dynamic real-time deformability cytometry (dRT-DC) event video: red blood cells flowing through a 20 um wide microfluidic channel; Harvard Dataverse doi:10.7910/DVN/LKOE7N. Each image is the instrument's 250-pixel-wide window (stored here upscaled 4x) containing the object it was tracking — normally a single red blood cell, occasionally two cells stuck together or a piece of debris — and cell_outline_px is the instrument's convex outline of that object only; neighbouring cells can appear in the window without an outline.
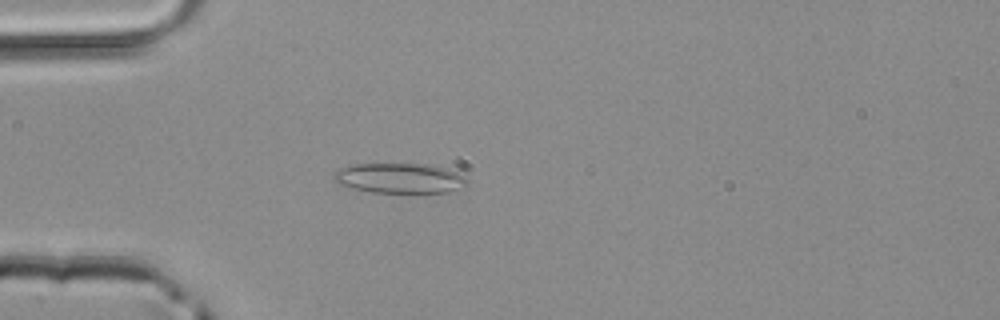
{"species": "common noctule bat (a hibernating species)", "species_latin": "Nyctalus noctula", "temperature_condition": "room temperature", "stored_images_in_passage": 38, "camera_frame_rate_fps": 3000, "um_per_image_px": 0.085, "animal": {"sex": "male", "body_mass_g": 20.4}, "frame": {"image": 1, "passage_image": 4, "time_ms": 1.0, "image_size_px": [1000, 320], "cell_outline_px": [[468, 188], [448, 192], [372, 192], [352, 188], [340, 184], [332, 180], [332, 176], [340, 168], [352, 164], [432, 164], [456, 172], [464, 176], [468, 180]], "centroid_in_image_um": [34.02, 15.15], "position_along_channel_um": 51.0, "area_um2": 23.52}}
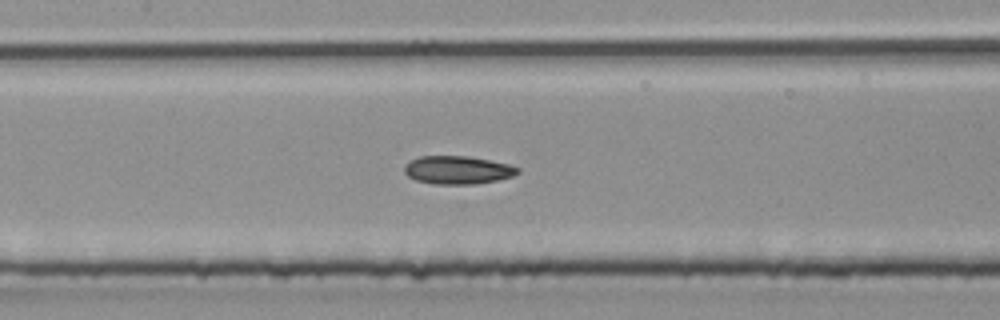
{"frame": {"image": 2, "passage_image": 13, "time_ms": 4.0, "image_size_px": [1000, 320], "cell_outline_px": [[520, 172], [512, 176], [496, 180], [472, 184], [432, 184], [416, 180], [408, 176], [404, 172], [404, 164], [420, 156], [468, 156], [508, 164], [520, 168]], "centroid_in_image_um": [38.88, 14.45], "position_along_channel_um": 168.5, "area_um2": 18.5}}
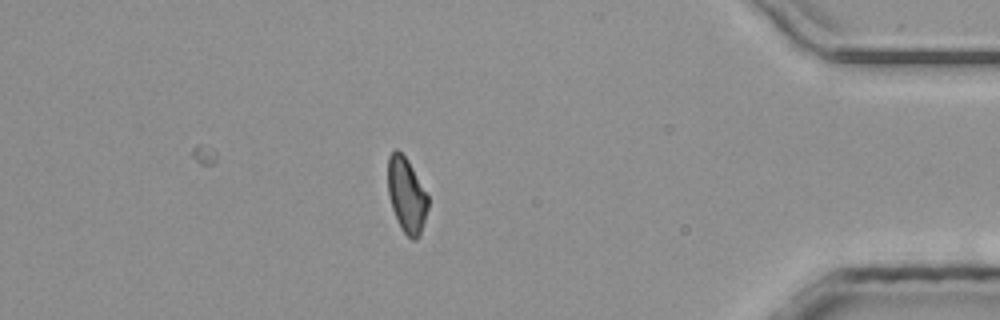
{"frame": {"image": 3, "passage_image": 32, "time_ms": 10.333, "image_size_px": [1000, 320], "cell_outline_px": [[428, 208], [420, 236], [416, 240], [412, 240], [404, 232], [392, 208], [388, 192], [388, 156], [396, 148], [408, 160], [428, 196]], "centroid_in_image_um": [34.56, 16.58], "position_along_channel_um": 400.6, "area_um2": 17.28}}